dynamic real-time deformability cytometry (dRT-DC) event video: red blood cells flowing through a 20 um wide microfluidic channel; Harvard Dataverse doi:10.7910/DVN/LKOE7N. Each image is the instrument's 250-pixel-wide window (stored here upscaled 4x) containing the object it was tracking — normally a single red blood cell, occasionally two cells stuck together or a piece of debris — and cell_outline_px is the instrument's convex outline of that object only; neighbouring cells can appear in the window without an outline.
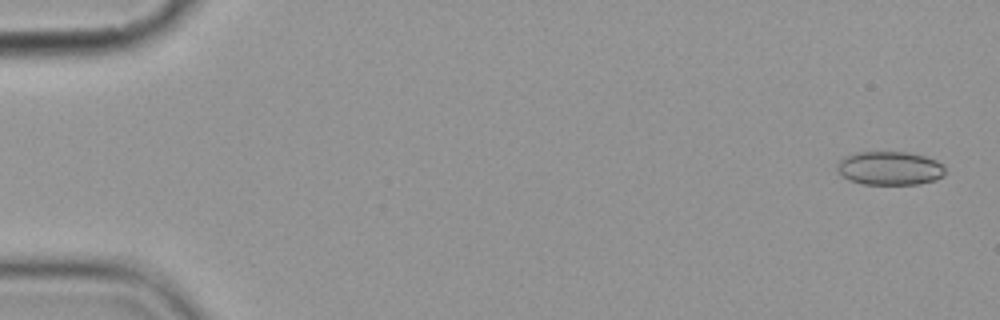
{"species": "common noctule bat (a hibernating species)", "species_latin": "Nyctalus noctula", "temperature_condition": "cold", "stored_images_in_passage": 5, "camera_frame_rate_fps": 3000, "um_per_image_px": 0.085, "animal": {"sex": "female", "body_mass_g": 19.9}, "frame": {"image": 1, "passage_image": 1, "time_ms": 0.0, "image_size_px": [1000, 320], "cell_outline_px": [[944, 176], [936, 180], [920, 184], [864, 184], [848, 180], [836, 172], [836, 164], [844, 156], [860, 152], [908, 152], [924, 156], [936, 160], [944, 164]], "centroid_in_image_um": [75.62, 14.3], "position_along_channel_um": 9.4, "area_um2": 21.44}}
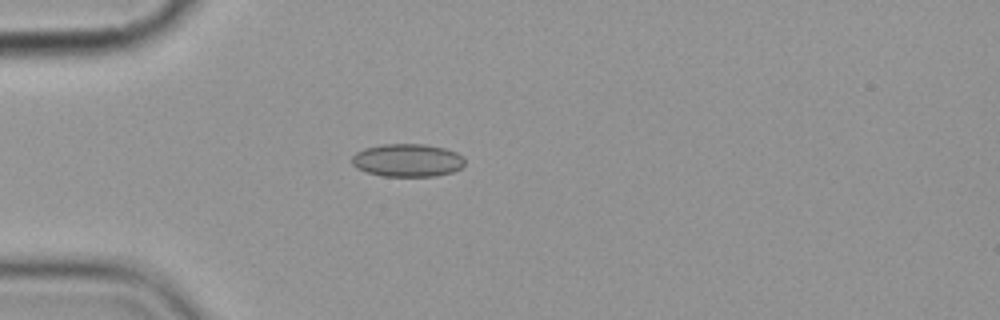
{"frame": {"image": 2, "passage_image": 5, "time_ms": 4.667, "image_size_px": [1000, 320], "cell_outline_px": [[464, 164], [460, 168], [452, 172], [436, 176], [380, 176], [356, 168], [352, 164], [352, 156], [356, 152], [364, 148], [384, 144], [424, 144], [444, 148], [456, 152], [464, 156]], "centroid_in_image_um": [34.63, 13.62], "position_along_channel_um": 50.4, "area_um2": 21.73}}